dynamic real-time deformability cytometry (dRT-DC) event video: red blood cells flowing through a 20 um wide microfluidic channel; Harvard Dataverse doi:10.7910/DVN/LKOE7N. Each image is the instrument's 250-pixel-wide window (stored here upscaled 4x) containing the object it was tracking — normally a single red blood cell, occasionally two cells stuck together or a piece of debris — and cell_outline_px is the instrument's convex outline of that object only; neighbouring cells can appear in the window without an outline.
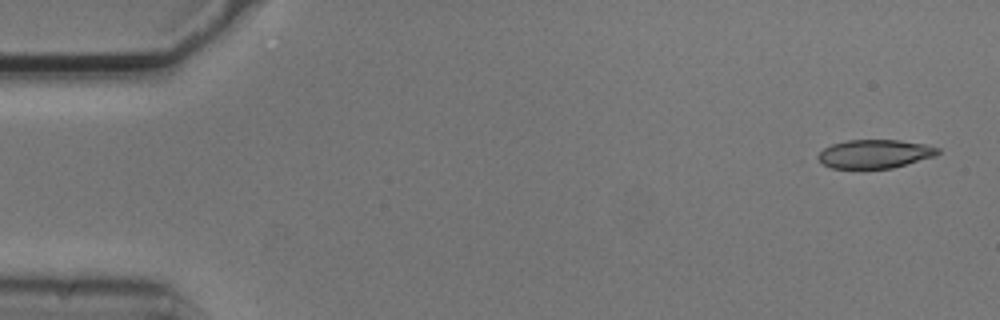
{"species": "common noctule bat (a hibernating species)", "species_latin": "Nyctalus noctula", "temperature_condition": "cold", "stored_images_in_passage": 6, "camera_frame_rate_fps": 3000, "um_per_image_px": 0.085, "animal": {"sex": "male", "body_mass_g": 20.5, "forearm_length_mm": 52.5}, "frame": {"image": 1, "passage_image": 1, "time_ms": 0.0, "image_size_px": [1000, 320], "cell_outline_px": [[940, 152], [936, 156], [892, 168], [832, 168], [816, 160], [816, 156], [824, 148], [832, 144], [848, 140], [900, 140], [924, 144], [940, 148]], "centroid_in_image_um": [74.36, 13.08], "position_along_channel_um": 10.6, "area_um2": 20.0}}
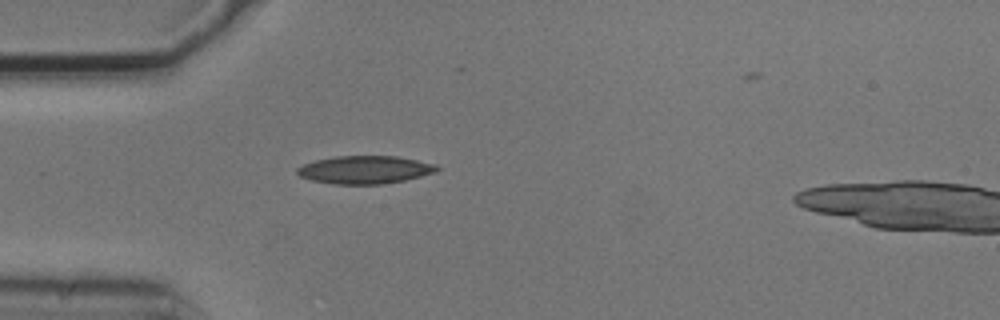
{"frame": {"image": 2, "passage_image": 5, "time_ms": 1.333, "image_size_px": [1000, 320], "cell_outline_px": [[440, 168], [436, 172], [404, 180], [380, 184], [332, 184], [312, 180], [300, 176], [296, 172], [296, 168], [304, 164], [316, 160], [336, 156], [396, 156], [436, 164]], "centroid_in_image_um": [31.01, 14.42], "position_along_channel_um": 54.0, "area_um2": 22.6}}